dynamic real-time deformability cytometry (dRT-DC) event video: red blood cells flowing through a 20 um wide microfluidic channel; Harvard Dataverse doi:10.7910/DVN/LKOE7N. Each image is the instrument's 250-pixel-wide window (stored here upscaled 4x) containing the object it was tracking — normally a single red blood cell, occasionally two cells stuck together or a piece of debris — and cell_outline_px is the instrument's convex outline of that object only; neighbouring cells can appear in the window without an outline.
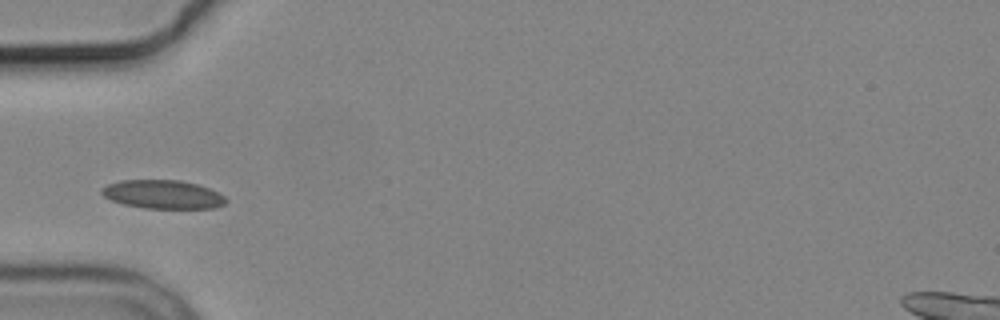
{"species": "common noctule bat (a hibernating species)", "species_latin": "Nyctalus noctula", "temperature_condition": "cold", "stored_images_in_passage": 11, "camera_frame_rate_fps": 3000, "um_per_image_px": 0.085, "animal": {"sex": "male", "body_mass_g": 19.2, "forearm_length_mm": 51.8}, "frame": {"image": 1, "passage_image": 2, "time_ms": 1.333, "image_size_px": [1000, 320], "cell_outline_px": [[228, 200], [224, 204], [212, 208], [144, 208], [124, 204], [112, 200], [104, 196], [100, 192], [100, 188], [108, 184], [120, 180], [180, 180], [196, 184], [208, 188], [224, 196]], "centroid_in_image_um": [13.81, 16.52], "position_along_channel_um": 71.2, "area_um2": 20.58}}
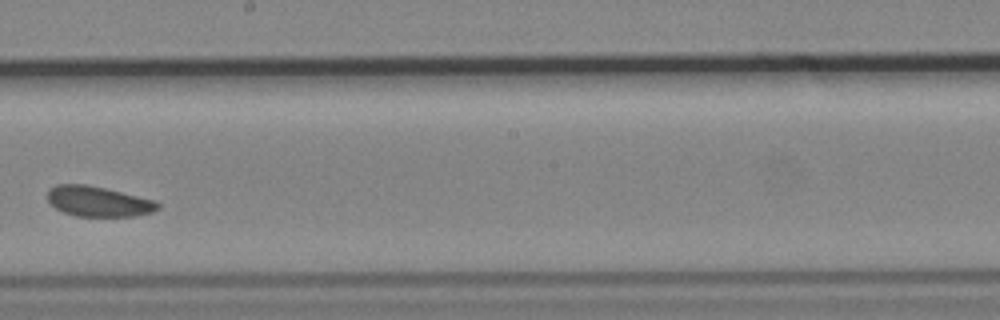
{"frame": {"image": 2, "passage_image": 6, "time_ms": 6.0, "image_size_px": [1000, 320], "cell_outline_px": [[160, 208], [152, 212], [132, 216], [76, 216], [64, 212], [56, 208], [48, 200], [48, 188], [56, 184], [84, 184], [104, 188], [156, 200], [160, 204]], "centroid_in_image_um": [8.36, 17.11], "position_along_channel_um": 239.8, "area_um2": 19.36}}
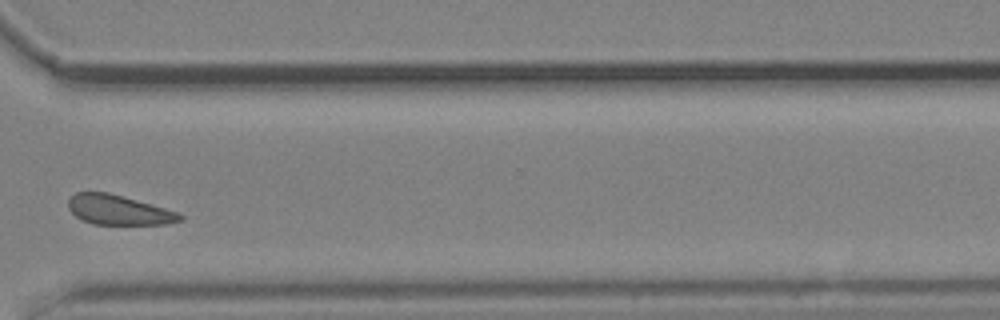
{"frame": {"image": 3, "passage_image": 9, "time_ms": 9.333, "image_size_px": [1000, 320], "cell_outline_px": [[184, 220], [168, 224], [92, 224], [76, 216], [68, 208], [68, 200], [76, 192], [108, 192], [164, 208], [176, 212], [184, 216]], "centroid_in_image_um": [10.08, 17.85], "position_along_channel_um": 360.5, "area_um2": 19.13}, "authors_computed_cell_mechanics": {"area_um2": 20.4612, "velocity_mm_per_s": 3.6187, "shape_relaxation_time_tau1_ms": null, "shape_relaxation_time_tau2_ms": 4.8403, "deformation_change_tau1": null, "deformation_change_tau2": 0.0823}}